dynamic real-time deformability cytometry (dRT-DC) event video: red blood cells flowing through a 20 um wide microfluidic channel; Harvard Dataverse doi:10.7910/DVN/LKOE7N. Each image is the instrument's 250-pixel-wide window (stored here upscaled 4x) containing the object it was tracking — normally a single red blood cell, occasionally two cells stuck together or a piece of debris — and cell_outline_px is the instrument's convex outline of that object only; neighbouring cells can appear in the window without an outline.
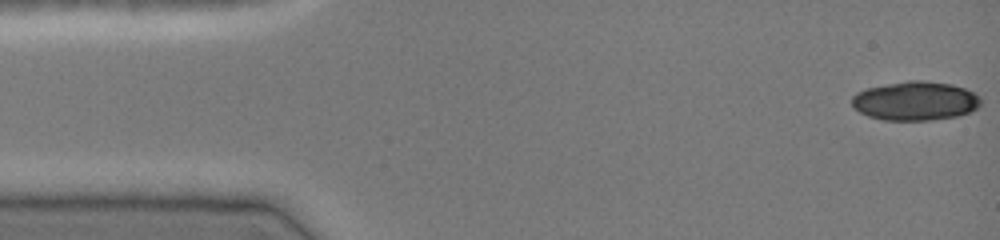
{"species": "common noctule bat (a hibernating species)", "species_latin": "Nyctalus noctula", "temperature_condition": "cold", "stored_images_in_passage": 46, "camera_frame_rate_fps": 3000, "um_per_image_px": 0.085, "animal": {"sex": "female", "body_mass_g": 19.0, "forearm_length_mm": 51.5}, "frame": {"image": 1, "passage_image": 1, "time_ms": 0.0, "image_size_px": [1000, 240], "cell_outline_px": [[980, 104], [976, 108], [968, 112], [956, 116], [932, 120], [884, 120], [868, 116], [860, 112], [852, 104], [852, 96], [856, 92], [868, 88], [908, 80], [924, 80], [952, 84], [964, 88], [980, 96]], "centroid_in_image_um": [77.79, 8.57], "position_along_channel_um": 7.2, "area_um2": 29.13}}
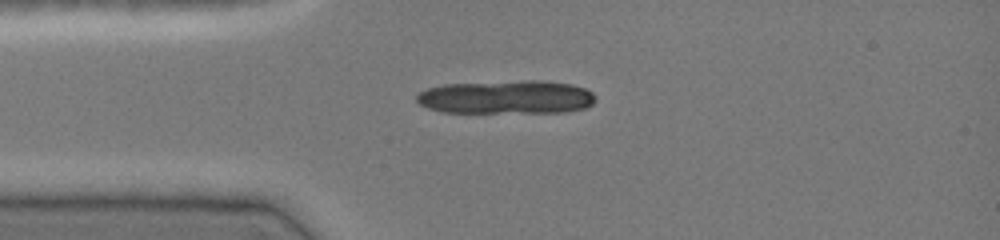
{"frame": {"image": 2, "passage_image": 11, "time_ms": 3.333, "image_size_px": [1000, 240], "cell_outline_px": [[596, 100], [592, 104], [584, 108], [564, 112], [444, 112], [428, 108], [420, 104], [416, 100], [416, 96], [420, 92], [428, 88], [444, 84], [528, 80], [544, 80], [572, 84], [584, 88], [592, 92], [596, 96]], "centroid_in_image_um": [43.07, 8.25], "position_along_channel_um": 41.9, "area_um2": 35.03}, "authors_computed_cell_mechanics": {"area_um2": 20.3456, "velocity_mm_per_s": 4.0923, "shape_relaxation_time_tau1_ms": 8.7386, "shape_relaxation_time_tau2_ms": 0.6997, "deformation_change_tau1": 0.2784, "deformation_change_tau2": 0.0303}}